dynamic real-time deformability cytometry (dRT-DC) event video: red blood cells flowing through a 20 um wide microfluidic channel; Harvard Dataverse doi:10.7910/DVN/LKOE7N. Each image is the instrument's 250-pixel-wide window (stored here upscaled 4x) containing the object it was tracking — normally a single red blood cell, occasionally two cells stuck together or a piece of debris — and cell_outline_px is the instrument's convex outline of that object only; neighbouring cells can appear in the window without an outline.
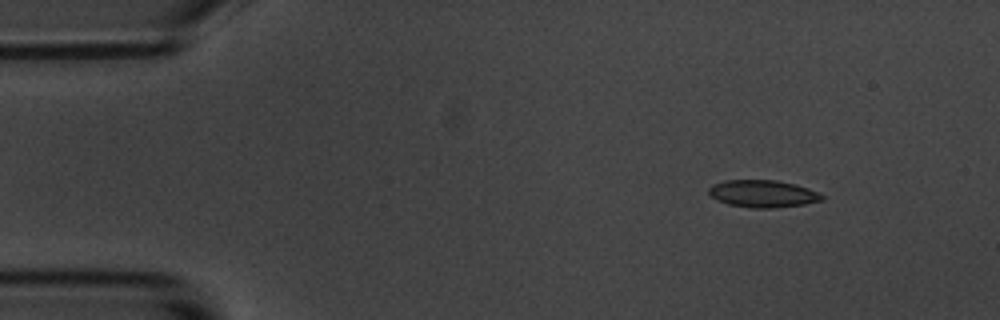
{"species": "common noctule bat (a hibernating species)", "species_latin": "Nyctalus noctula", "temperature_condition": "room temperature", "stored_images_in_passage": 3, "camera_frame_rate_fps": 3000, "um_per_image_px": 0.085, "animal": {"sex": "male", "body_mass_g": 20.1, "forearm_length_mm": 53.5}, "frame": {"image": 1, "passage_image": 1, "time_ms": 0.0, "image_size_px": [1000, 320], "cell_outline_px": [[824, 200], [804, 204], [772, 208], [752, 208], [728, 204], [712, 196], [708, 192], [708, 188], [712, 184], [724, 180], [776, 180], [796, 184], [808, 188], [824, 196]], "centroid_in_image_um": [64.84, 16.46], "position_along_channel_um": 20.2, "area_um2": 17.92}}